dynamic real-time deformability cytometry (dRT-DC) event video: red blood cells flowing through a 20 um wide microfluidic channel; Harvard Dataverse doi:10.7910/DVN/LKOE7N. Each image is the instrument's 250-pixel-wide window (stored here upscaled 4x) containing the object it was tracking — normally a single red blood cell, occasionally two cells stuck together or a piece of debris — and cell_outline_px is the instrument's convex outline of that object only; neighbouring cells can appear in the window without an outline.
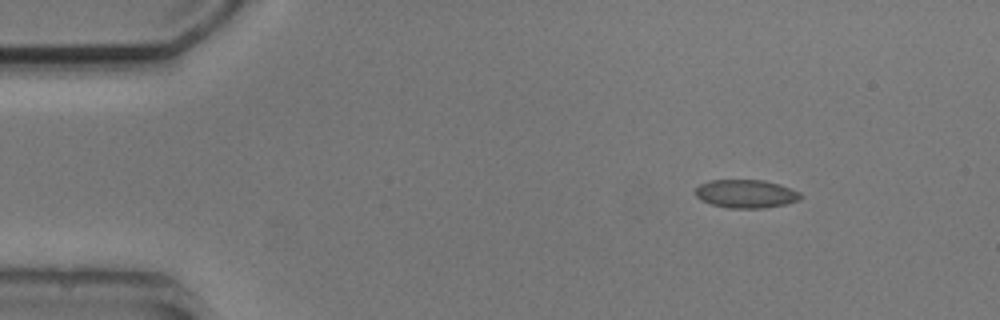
{"species": "common noctule bat (a hibernating species)", "species_latin": "Nyctalus noctula", "temperature_condition": "cold", "stored_images_in_passage": 3, "camera_frame_rate_fps": 3000, "um_per_image_px": 0.085, "animal": {"sex": "male", "body_mass_g": 20.5, "forearm_length_mm": 52.5}, "frame": {"image": 1, "passage_image": 1, "time_ms": 0.0, "image_size_px": [1000, 320], "cell_outline_px": [[804, 196], [800, 200], [788, 204], [764, 208], [728, 208], [712, 204], [700, 200], [696, 196], [696, 188], [700, 184], [712, 180], [764, 180], [780, 184], [800, 192]], "centroid_in_image_um": [63.46, 16.48], "position_along_channel_um": 21.5, "area_um2": 17.51}}